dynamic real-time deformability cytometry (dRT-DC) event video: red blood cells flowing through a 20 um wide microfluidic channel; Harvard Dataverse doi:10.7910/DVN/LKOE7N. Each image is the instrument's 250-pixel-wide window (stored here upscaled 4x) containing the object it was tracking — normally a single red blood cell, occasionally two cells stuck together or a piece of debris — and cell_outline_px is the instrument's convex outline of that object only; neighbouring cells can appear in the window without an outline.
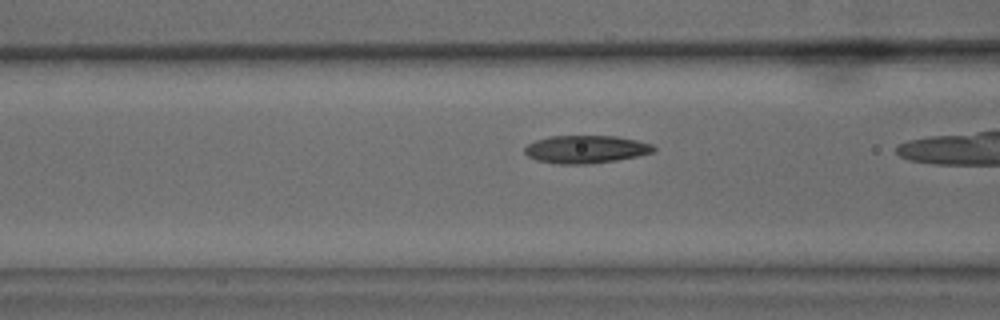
{"species": "common noctule bat (a hibernating species)", "species_latin": "Nyctalus noctula", "temperature_condition": "warm", "stored_images_in_passage": 44, "camera_frame_rate_fps": 3000, "um_per_image_px": 0.085, "animal": {"sex": "male", "body_mass_g": 15.6}, "frame": {"image": 1, "passage_image": 21, "time_ms": 6.667, "image_size_px": [1000, 320], "cell_outline_px": [[656, 148], [652, 152], [636, 156], [616, 160], [592, 164], [556, 164], [536, 160], [528, 156], [524, 152], [524, 148], [528, 144], [536, 140], [548, 136], [616, 136], [636, 140], [652, 144]], "centroid_in_image_um": [49.76, 12.69], "position_along_channel_um": 116.8, "area_um2": 20.92}}
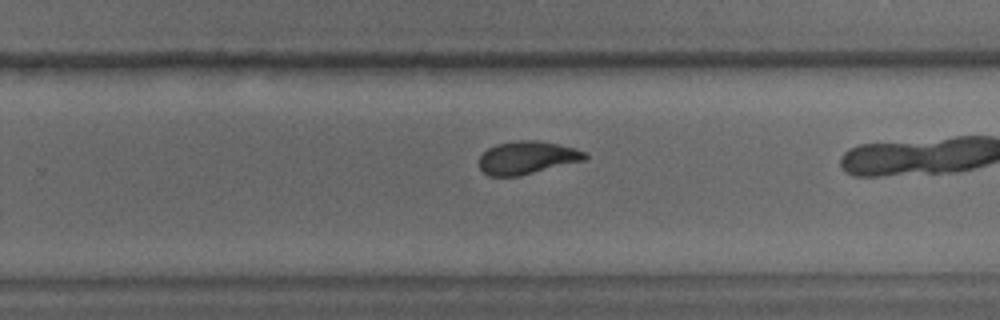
{"frame": {"image": 2, "passage_image": 36, "time_ms": 11.667, "image_size_px": [1000, 320], "cell_outline_px": [[588, 156], [584, 160], [516, 176], [488, 176], [480, 168], [480, 156], [488, 148], [496, 144], [520, 140], [536, 140], [576, 148], [588, 152]], "centroid_in_image_um": [44.8, 13.39], "position_along_channel_um": 285.0, "area_um2": 20.0}}
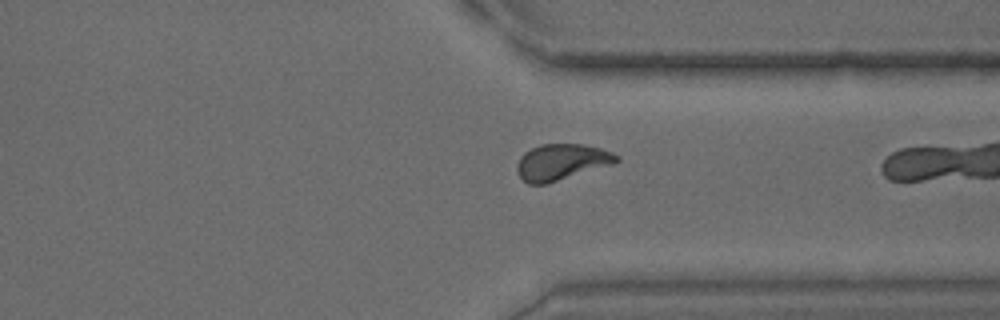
{"frame": {"image": 3, "passage_image": 43, "time_ms": 14.0, "image_size_px": [1000, 320], "cell_outline_px": [[620, 160], [612, 164], [544, 184], [528, 184], [516, 172], [516, 164], [520, 156], [524, 152], [540, 144], [584, 144], [600, 148], [612, 152], [620, 156]], "centroid_in_image_um": [47.7, 13.75], "position_along_channel_um": 363.7, "area_um2": 20.81}}